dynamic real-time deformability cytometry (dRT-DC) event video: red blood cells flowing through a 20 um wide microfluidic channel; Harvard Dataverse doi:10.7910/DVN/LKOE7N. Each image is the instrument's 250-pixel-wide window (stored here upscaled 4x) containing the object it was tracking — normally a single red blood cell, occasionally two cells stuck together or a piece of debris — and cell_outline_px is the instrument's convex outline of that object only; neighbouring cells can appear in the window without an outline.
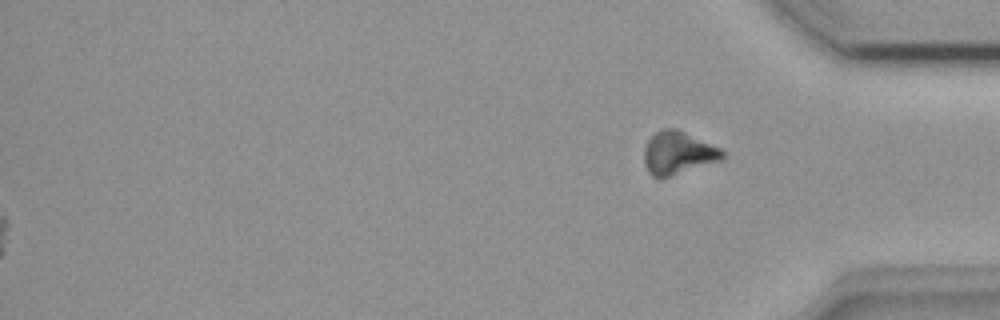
{"species": "common noctule bat (a hibernating species)", "species_latin": "Nyctalus noctula", "temperature_condition": "room temperature", "stored_images_in_passage": 42, "segment_of_instrument_passage": [2, 2], "camera_frame_rate_fps": 3000, "um_per_image_px": 0.085, "animal": {"sex": "female", "body_mass_g": 18.4}, "frame": {"image": 1, "passage_image": 42, "time_ms": 13.667, "image_size_px": [1000, 320], "cell_outline_px": [[724, 156], [720, 160], [672, 176], [652, 176], [648, 172], [644, 164], [644, 148], [648, 140], [656, 132], [664, 128], [676, 128], [720, 148], [724, 152]], "centroid_in_image_um": [57.61, 12.99], "position_along_channel_um": 377.6, "area_um2": 19.31}}